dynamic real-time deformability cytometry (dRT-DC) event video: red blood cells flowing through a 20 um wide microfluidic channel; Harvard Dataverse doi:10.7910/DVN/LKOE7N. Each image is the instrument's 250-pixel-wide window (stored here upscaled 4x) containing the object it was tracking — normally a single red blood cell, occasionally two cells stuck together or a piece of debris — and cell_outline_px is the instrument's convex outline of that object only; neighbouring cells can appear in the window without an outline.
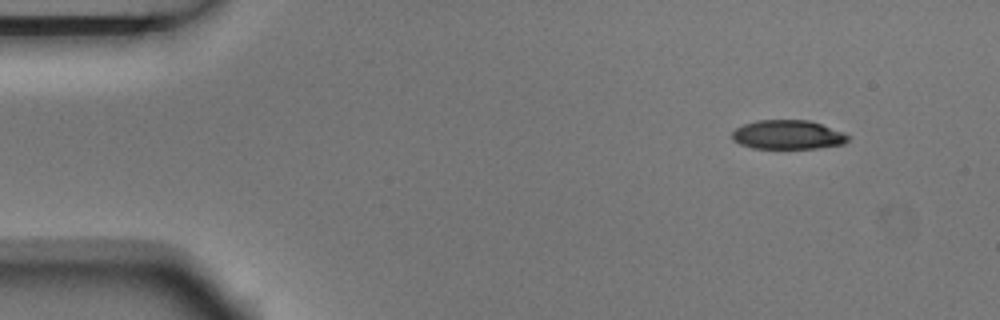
{"species": "Egyptian fruit bat (a non-hibernating species)", "species_latin": "Rousettus aegyptiacus", "temperature_condition": "room temperature", "stored_images_in_passage": 6, "camera_frame_rate_fps": 3000, "um_per_image_px": 0.085, "animal": {"sex": "male"}, "frame": {"image": 1, "passage_image": 1, "time_ms": 0.0, "image_size_px": [1000, 320], "cell_outline_px": [[848, 140], [844, 144], [816, 148], [752, 148], [740, 144], [732, 140], [732, 132], [736, 128], [744, 124], [756, 120], [808, 120], [844, 132], [848, 136]], "centroid_in_image_um": [66.94, 11.45], "position_along_channel_um": 18.1, "area_um2": 19.59}}
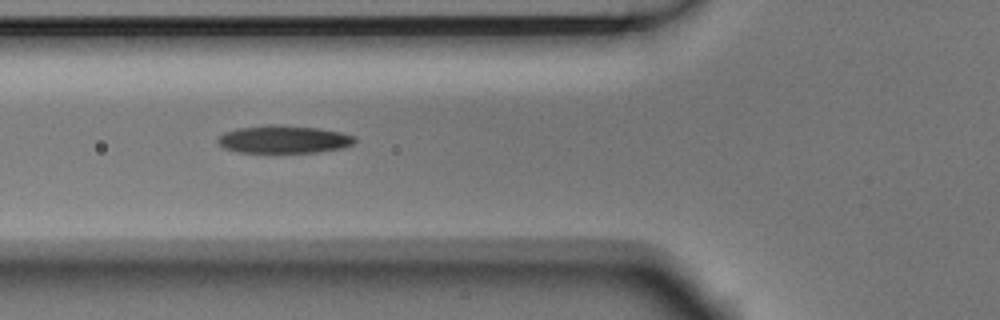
{"frame": {"image": 2, "passage_image": 5, "time_ms": 1.333, "image_size_px": [1000, 320], "cell_outline_px": [[356, 140], [352, 144], [344, 148], [316, 152], [240, 152], [224, 148], [216, 140], [224, 132], [236, 128], [268, 124], [276, 124], [320, 128], [340, 132], [356, 136]], "centroid_in_image_um": [24.13, 11.83], "position_along_channel_um": 101.7, "area_um2": 22.25}}
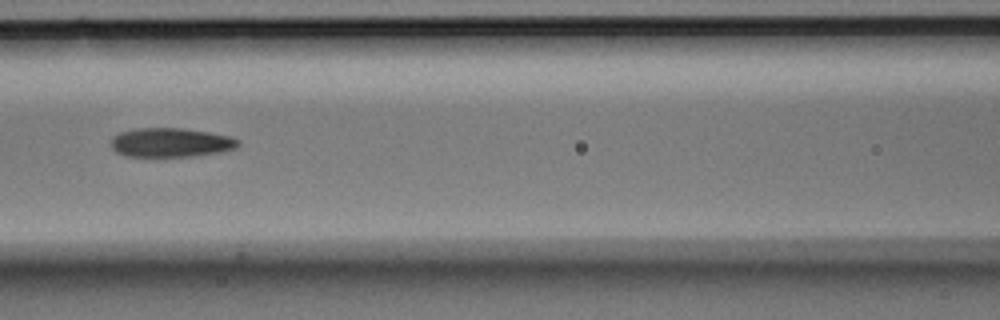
{"frame": {"image": 3, "passage_image": 6, "time_ms": 1.667, "image_size_px": [1000, 320], "cell_outline_px": [[240, 144], [236, 148], [220, 152], [192, 156], [124, 156], [116, 152], [112, 148], [112, 136], [120, 132], [136, 128], [184, 128], [232, 136], [240, 140]], "centroid_in_image_um": [14.53, 12.11], "position_along_channel_um": 152.1, "area_um2": 21.68}}